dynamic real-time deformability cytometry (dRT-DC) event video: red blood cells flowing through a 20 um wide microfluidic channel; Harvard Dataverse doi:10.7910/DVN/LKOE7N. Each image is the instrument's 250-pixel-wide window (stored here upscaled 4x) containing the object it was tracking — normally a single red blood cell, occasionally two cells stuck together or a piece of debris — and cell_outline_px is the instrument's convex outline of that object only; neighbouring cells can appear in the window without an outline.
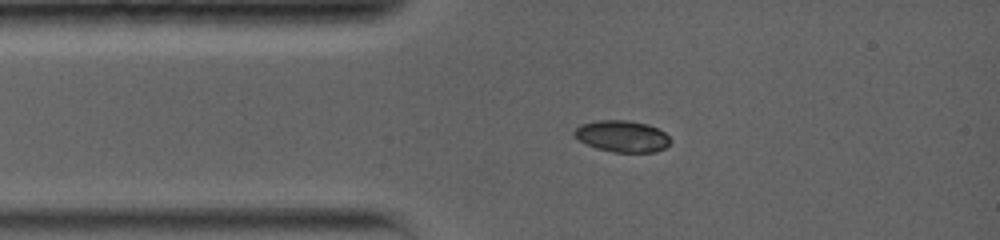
{"species": "common noctule bat (a hibernating species)", "species_latin": "Nyctalus noctula", "temperature_condition": "warm", "stored_images_in_passage": 32, "camera_frame_rate_fps": 5000, "um_per_image_px": 0.085, "animal": {"sex": "female", "body_mass_g": 19.0, "forearm_length_mm": 56.7}, "frame": {"image": 1, "passage_image": 1, "time_ms": 0.0, "image_size_px": [1000, 240], "cell_outline_px": [[672, 140], [664, 148], [656, 152], [616, 152], [596, 148], [580, 140], [572, 132], [580, 124], [596, 120], [628, 120], [648, 124], [664, 132]], "centroid_in_image_um": [52.89, 11.57], "position_along_channel_um": 32.1, "area_um2": 17.57}}
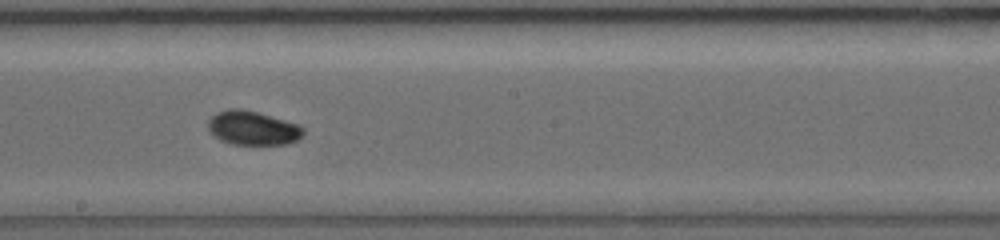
{"frame": {"image": 2, "passage_image": 14, "time_ms": 5.4, "image_size_px": [1000, 240], "cell_outline_px": [[304, 136], [288, 144], [232, 144], [220, 140], [208, 132], [208, 120], [216, 112], [228, 108], [240, 108], [256, 112], [300, 124], [304, 128]], "centroid_in_image_um": [21.47, 10.88], "position_along_channel_um": 226.7, "area_um2": 19.07}}
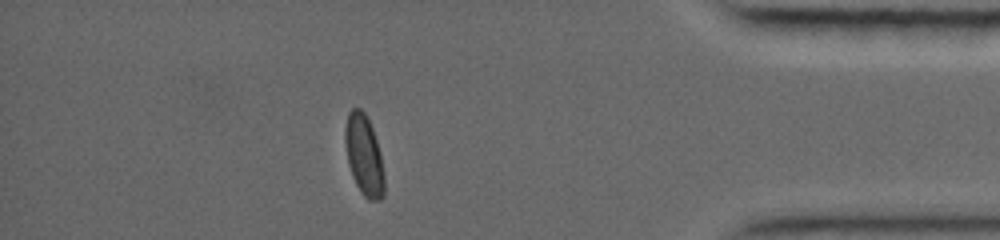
{"frame": {"image": 3, "passage_image": 28, "time_ms": 11.0, "image_size_px": [1000, 240], "cell_outline_px": [[384, 196], [380, 200], [368, 200], [360, 192], [352, 176], [348, 164], [344, 140], [344, 128], [348, 112], [352, 108], [360, 108], [364, 112], [372, 128], [380, 152], [384, 176]], "centroid_in_image_um": [30.92, 13.2], "position_along_channel_um": 404.3, "area_um2": 18.5}, "authors_computed_cell_mechanics": {"area_um2": 18.5249, "velocity_mm_per_s": 3.8312, "shape_relaxation_time_tau1_ms": 3.6831, "shape_relaxation_time_tau2_ms": null, "deformation_change_tau1": 0.1527, "deformation_change_tau2": null}}